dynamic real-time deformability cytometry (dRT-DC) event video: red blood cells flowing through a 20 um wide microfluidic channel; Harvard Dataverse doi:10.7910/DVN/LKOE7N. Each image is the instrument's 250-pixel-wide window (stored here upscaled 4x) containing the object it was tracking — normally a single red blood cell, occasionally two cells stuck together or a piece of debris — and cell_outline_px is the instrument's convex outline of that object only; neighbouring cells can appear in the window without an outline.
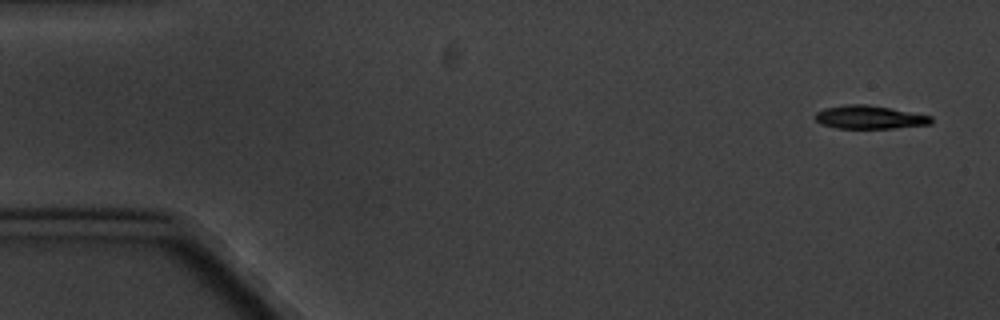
{"species": "common noctule bat (a hibernating species)", "species_latin": "Nyctalus noctula", "temperature_condition": "cold", "stored_images_in_passage": 10, "camera_frame_rate_fps": 3000, "um_per_image_px": 0.085, "animal": {"sex": "male", "body_mass_g": 20.1, "forearm_length_mm": 53.5}, "frame": {"image": 1, "passage_image": 1, "time_ms": 0.0, "image_size_px": [1000, 320], "cell_outline_px": [[932, 124], [896, 128], [836, 128], [820, 124], [816, 120], [816, 112], [824, 108], [848, 104], [864, 104], [888, 108], [932, 116]], "centroid_in_image_um": [73.9, 9.97], "position_along_channel_um": 11.1, "area_um2": 15.61}}
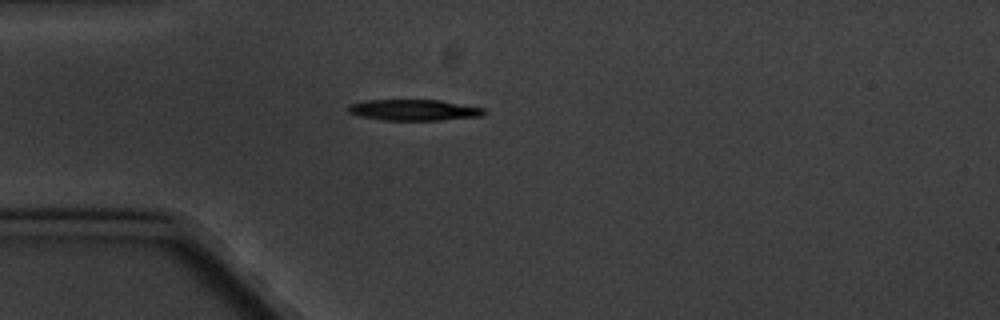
{"frame": {"image": 2, "passage_image": 4, "time_ms": 4.333, "image_size_px": [1000, 320], "cell_outline_px": [[488, 112], [484, 116], [440, 120], [380, 120], [360, 116], [348, 112], [348, 108], [352, 104], [364, 100], [440, 100], [484, 108]], "centroid_in_image_um": [35.23, 9.35], "position_along_channel_um": 49.8, "area_um2": 16.7}}